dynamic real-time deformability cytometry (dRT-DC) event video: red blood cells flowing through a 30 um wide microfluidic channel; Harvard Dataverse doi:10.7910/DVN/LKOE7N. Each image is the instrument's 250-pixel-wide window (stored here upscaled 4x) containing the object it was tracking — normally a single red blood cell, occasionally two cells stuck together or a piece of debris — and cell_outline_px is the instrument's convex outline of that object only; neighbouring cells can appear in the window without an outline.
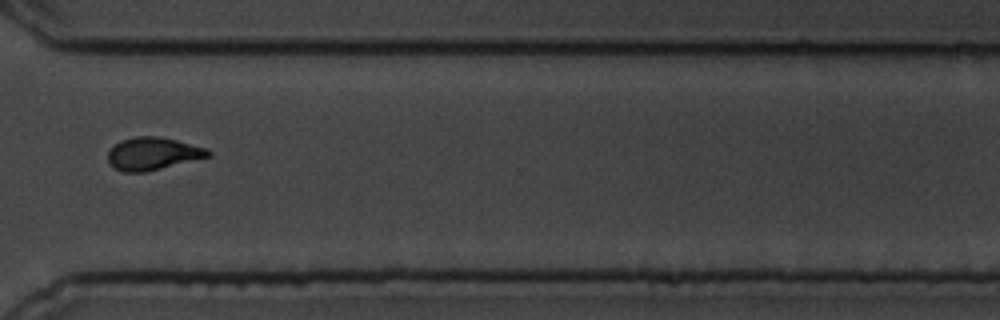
{"species": "common noctule bat (a hibernating species)", "species_latin": "Nyctalus noctula", "temperature_condition": "cold", "stored_images_in_passage": 16, "camera_frame_rate_fps": 3000, "um_per_image_px": 0.085, "animal": {"sex": "male", "body_mass_g": 19.5, "forearm_length_mm": 54.6}, "frame": {"image": 1, "passage_image": 12, "time_ms": 14.333, "image_size_px": [1000, 320], "cell_outline_px": [[212, 156], [144, 172], [124, 172], [116, 168], [108, 160], [108, 152], [120, 140], [136, 136], [156, 136], [176, 140], [208, 148], [212, 152]], "centroid_in_image_um": [13.03, 13.05], "position_along_channel_um": 357.6, "area_um2": 18.9}}
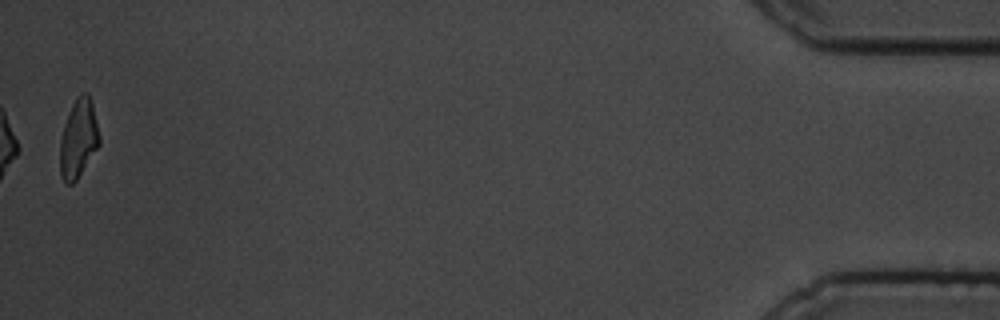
{"frame": {"image": 2, "passage_image": 16, "time_ms": 19.0, "image_size_px": [1000, 320], "cell_outline_px": [[100, 144], [76, 180], [72, 184], [64, 184], [60, 176], [60, 140], [64, 124], [68, 112], [76, 96], [80, 92], [88, 92], [92, 104], [100, 136]], "centroid_in_image_um": [6.65, 11.77], "position_along_channel_um": 428.5, "area_um2": 18.15}, "authors_computed_cell_mechanics": {"area_um2": 20.1144, "velocity_mm_per_s": 3.4004, "shape_relaxation_time_tau1_ms": 6.7164, "shape_relaxation_time_tau2_ms": 4.5949, "deformation_change_tau1": 0.1637, "deformation_change_tau2": 0.1051}}